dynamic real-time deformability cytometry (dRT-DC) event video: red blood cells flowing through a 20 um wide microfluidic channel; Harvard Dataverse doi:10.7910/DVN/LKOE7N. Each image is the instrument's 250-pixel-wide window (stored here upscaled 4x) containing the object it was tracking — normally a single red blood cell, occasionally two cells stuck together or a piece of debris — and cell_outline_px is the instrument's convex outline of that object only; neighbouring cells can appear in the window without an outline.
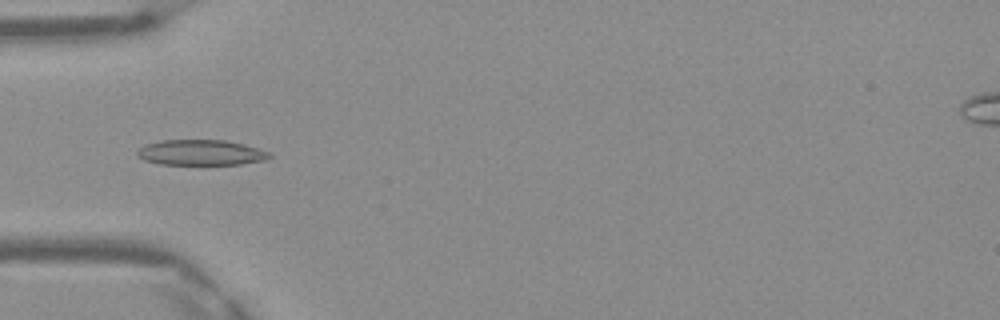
{"species": "Egyptian fruit bat (a non-hibernating species)", "species_latin": "Rousettus aegyptiacus", "temperature_condition": "warm", "stored_images_in_passage": 48, "camera_frame_rate_fps": 3000, "um_per_image_px": 0.085, "frame": {"image": 1, "passage_image": 15, "time_ms": 4.667, "image_size_px": [1000, 320], "cell_outline_px": [[272, 156], [264, 160], [240, 164], [160, 164], [144, 160], [136, 152], [144, 144], [160, 140], [224, 140], [244, 144], [268, 152]], "centroid_in_image_um": [17.05, 12.96], "position_along_channel_um": 68.0, "area_um2": 19.42}}
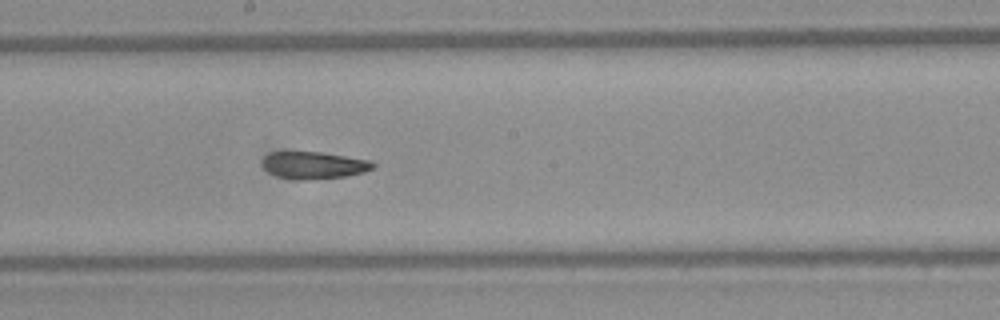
{"frame": {"image": 2, "passage_image": 26, "time_ms": 8.333, "image_size_px": [1000, 320], "cell_outline_px": [[376, 164], [372, 168], [364, 172], [348, 176], [304, 180], [296, 180], [276, 176], [268, 172], [260, 164], [264, 156], [272, 152], [320, 152], [372, 160]], "centroid_in_image_um": [26.66, 14.05], "position_along_channel_um": 221.5, "area_um2": 17.69}}
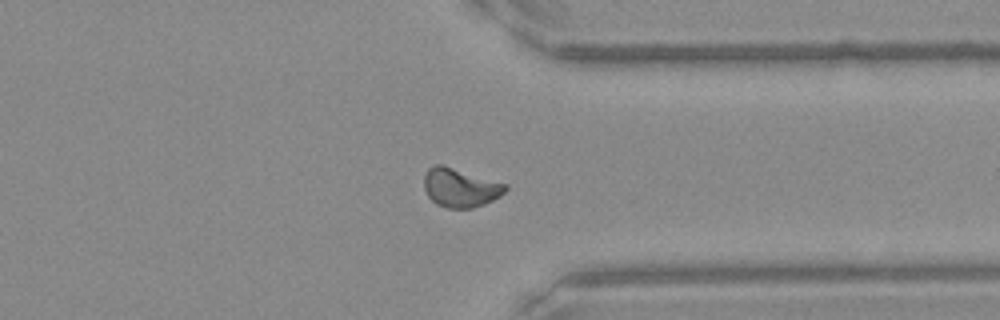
{"frame": {"image": 3, "passage_image": 37, "time_ms": 12.0, "image_size_px": [1000, 320], "cell_outline_px": [[508, 188], [500, 196], [484, 204], [472, 208], [448, 208], [436, 204], [428, 196], [424, 188], [424, 176], [428, 168], [432, 164], [444, 164], [508, 184]], "centroid_in_image_um": [39.12, 15.93], "position_along_channel_um": 372.3, "area_um2": 18.67}, "authors_computed_cell_mechanics": {"area_um2": 18.0914, "velocity_mm_per_s": 4.164, "shape_relaxation_time_tau1_ms": 6.6314, "shape_relaxation_time_tau2_ms": 2.8925, "deformation_change_tau1": 0.1519, "deformation_change_tau2": 0.0732}}